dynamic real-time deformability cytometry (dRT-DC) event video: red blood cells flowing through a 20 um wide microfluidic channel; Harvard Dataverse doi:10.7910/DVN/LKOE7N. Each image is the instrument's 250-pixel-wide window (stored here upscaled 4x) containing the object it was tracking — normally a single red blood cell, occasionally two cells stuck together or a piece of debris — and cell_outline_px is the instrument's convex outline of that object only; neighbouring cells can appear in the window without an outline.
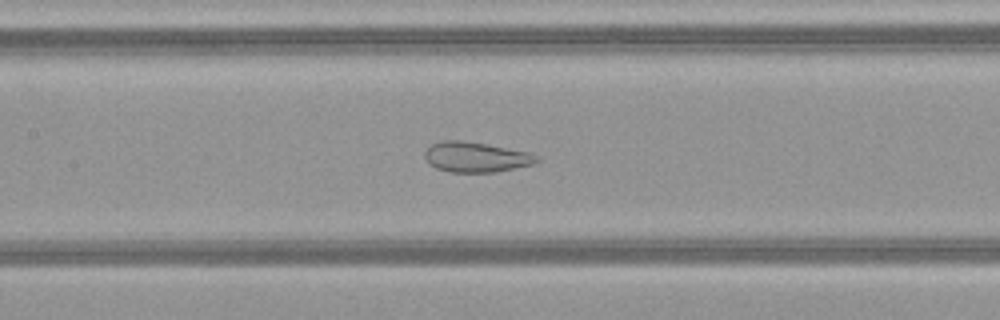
{"species": "common noctule bat (a hibernating species)", "species_latin": "Nyctalus noctula", "temperature_condition": "warm", "stored_images_in_passage": 40, "camera_frame_rate_fps": 3000, "um_per_image_px": 0.085, "animal": {"sex": "female", "body_mass_g": 21.9}, "frame": {"image": 1, "passage_image": 14, "time_ms": 4.333, "image_size_px": [1000, 320], "cell_outline_px": [[540, 160], [532, 164], [496, 172], [452, 172], [436, 168], [424, 156], [424, 152], [432, 144], [444, 140], [460, 140], [484, 144], [528, 152], [536, 156]], "centroid_in_image_um": [40.44, 13.35], "position_along_channel_um": 167.0, "area_um2": 19.25}}
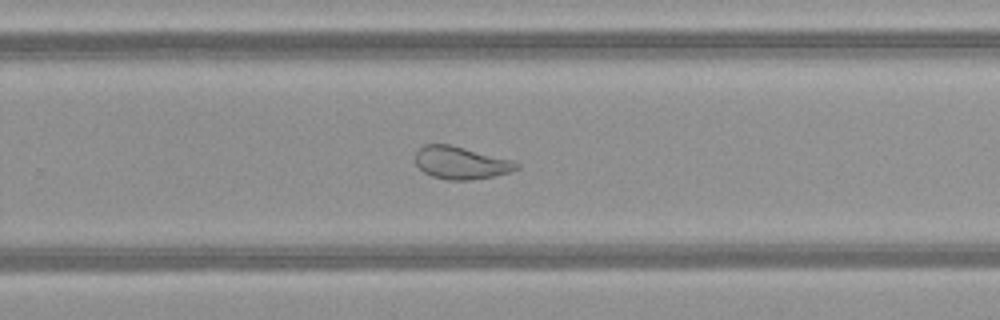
{"frame": {"image": 2, "passage_image": 23, "time_ms": 7.333, "image_size_px": [1000, 320], "cell_outline_px": [[520, 168], [508, 172], [492, 176], [472, 180], [448, 180], [432, 176], [424, 172], [416, 164], [416, 152], [424, 144], [452, 144], [512, 160], [520, 164]], "centroid_in_image_um": [39.18, 13.83], "position_along_channel_um": 290.6, "area_um2": 19.19}}
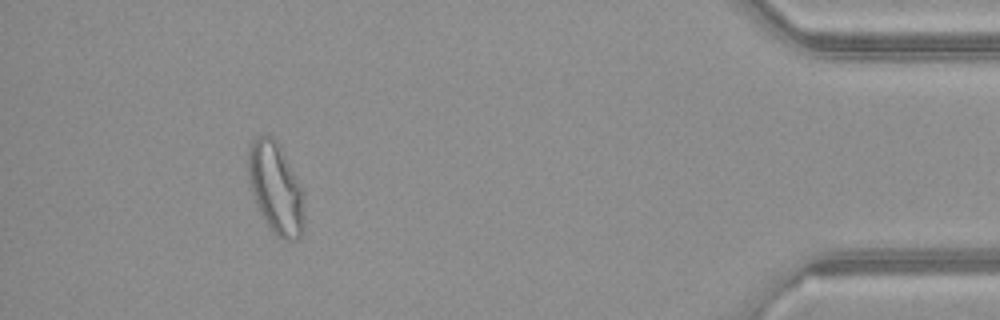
{"frame": {"image": 3, "passage_image": 36, "time_ms": 11.667, "image_size_px": [1000, 320], "cell_outline_px": [[304, 232], [296, 240], [284, 240], [272, 232], [264, 220], [260, 212], [252, 192], [248, 176], [248, 152], [252, 140], [256, 136], [272, 136], [280, 144], [304, 192]], "centroid_in_image_um": [23.46, 16.0], "position_along_channel_um": 411.7, "area_um2": 30.06}, "authors_computed_cell_mechanics": {"area_um2": 24.0448, "velocity_mm_per_s": 4.1341, "shape_relaxation_time_tau1_ms": null, "shape_relaxation_time_tau2_ms": 0.9669, "deformation_change_tau1": null, "deformation_change_tau2": 0.0758}}